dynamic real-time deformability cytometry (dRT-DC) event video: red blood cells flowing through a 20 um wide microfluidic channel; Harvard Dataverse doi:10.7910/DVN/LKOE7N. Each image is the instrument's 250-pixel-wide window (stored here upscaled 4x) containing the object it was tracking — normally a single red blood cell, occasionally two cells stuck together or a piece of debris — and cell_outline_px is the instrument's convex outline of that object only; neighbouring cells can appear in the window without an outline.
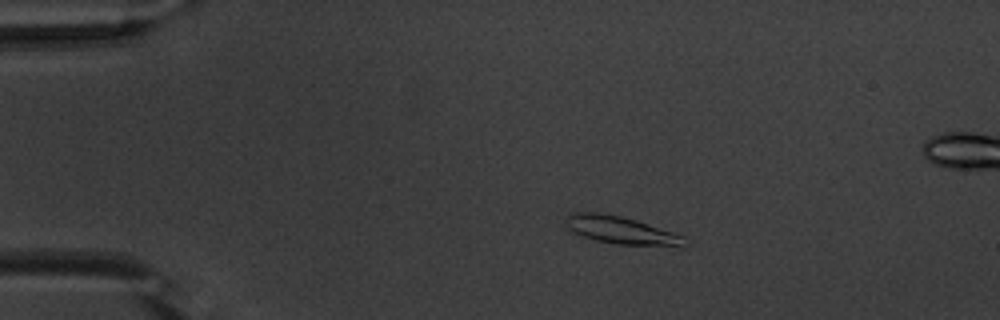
{"species": "common noctule bat (a hibernating species)", "species_latin": "Nyctalus noctula", "temperature_condition": "warm", "stored_images_in_passage": 48, "camera_frame_rate_fps": 3000, "um_per_image_px": 0.085, "animal": {"sex": "male", "body_mass_g": 20.1, "forearm_length_mm": 53.5}, "frame": {"image": 1, "passage_image": 4, "time_ms": 1.0, "image_size_px": [1000, 320], "cell_outline_px": [[688, 244], [684, 248], [616, 244], [596, 240], [572, 232], [564, 224], [564, 220], [572, 212], [600, 212], [620, 216], [636, 220], [684, 236]], "centroid_in_image_um": [52.84, 19.59], "position_along_channel_um": 32.2, "area_um2": 19.54}}
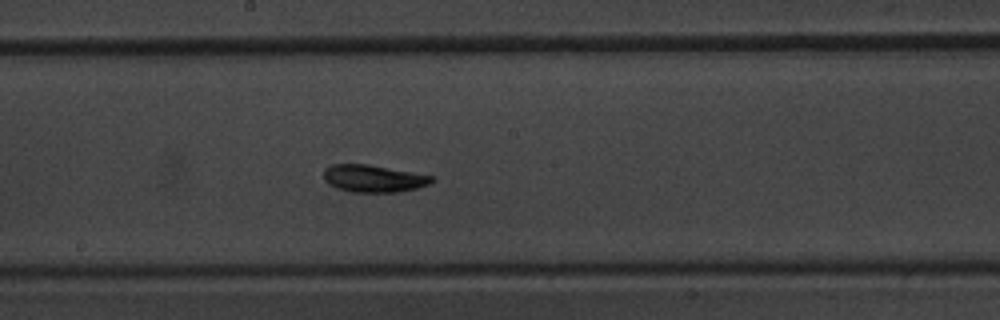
{"frame": {"image": 2, "passage_image": 23, "time_ms": 7.333, "image_size_px": [1000, 320], "cell_outline_px": [[436, 180], [428, 184], [416, 188], [396, 192], [352, 192], [336, 188], [328, 184], [324, 180], [324, 168], [332, 164], [368, 164], [432, 176]], "centroid_in_image_um": [31.7, 15.17], "position_along_channel_um": 216.5, "area_um2": 17.11}}
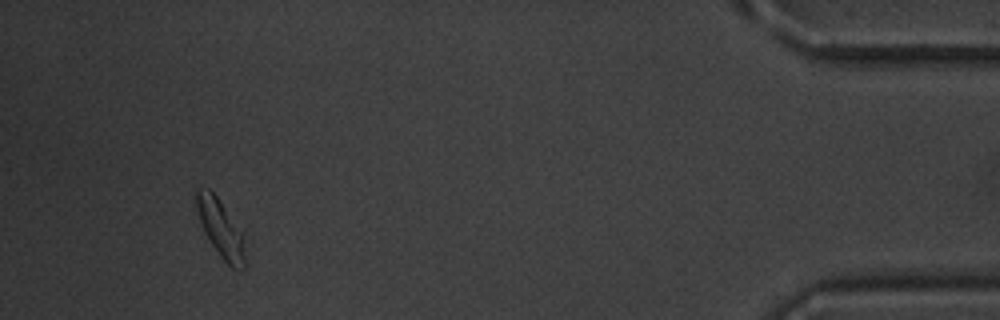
{"frame": {"image": 3, "passage_image": 44, "time_ms": 14.333, "image_size_px": [1000, 320], "cell_outline_px": [[244, 272], [240, 272], [232, 268], [220, 256], [208, 240], [200, 224], [192, 196], [200, 188], [208, 188], [216, 196], [244, 232]], "centroid_in_image_um": [18.74, 19.42], "position_along_channel_um": 416.5, "area_um2": 16.88}, "authors_computed_cell_mechanics": {"area_um2": 16.9643, "velocity_mm_per_s": 3.7678, "shape_relaxation_time_tau1_ms": 4.1737, "shape_relaxation_time_tau2_ms": 4.3181, "deformation_change_tau1": 0.1438, "deformation_change_tau2": 0.1135}}